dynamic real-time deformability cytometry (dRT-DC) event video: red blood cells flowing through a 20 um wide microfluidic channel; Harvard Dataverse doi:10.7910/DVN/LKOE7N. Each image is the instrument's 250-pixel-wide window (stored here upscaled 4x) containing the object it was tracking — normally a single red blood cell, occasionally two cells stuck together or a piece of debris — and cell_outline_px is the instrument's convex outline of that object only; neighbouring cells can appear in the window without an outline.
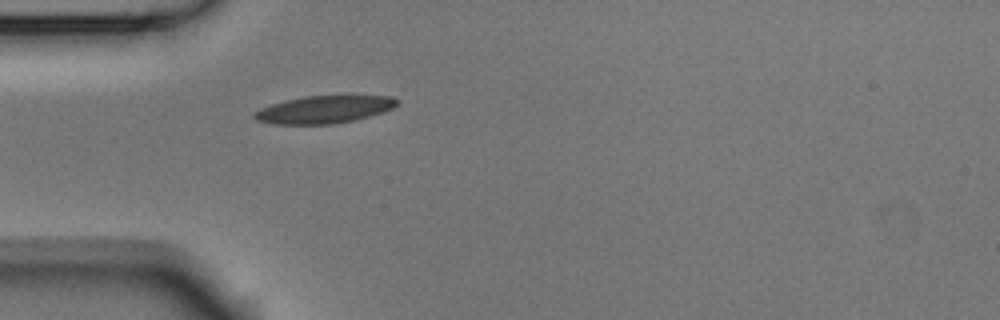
{"species": "Egyptian fruit bat (a non-hibernating species)", "species_latin": "Rousettus aegyptiacus", "temperature_condition": "room temperature", "stored_images_in_passage": 2, "camera_frame_rate_fps": 3000, "um_per_image_px": 0.085, "animal": {"sex": "male"}, "frame": {"image": 1, "passage_image": 2, "time_ms": 0.333, "image_size_px": [1000, 320], "cell_outline_px": [[400, 100], [392, 108], [384, 112], [356, 120], [332, 124], [272, 124], [256, 120], [252, 116], [252, 112], [260, 108], [284, 100], [304, 96], [392, 96]], "centroid_in_image_um": [27.52, 9.31], "position_along_channel_um": 57.5, "area_um2": 23.0}}